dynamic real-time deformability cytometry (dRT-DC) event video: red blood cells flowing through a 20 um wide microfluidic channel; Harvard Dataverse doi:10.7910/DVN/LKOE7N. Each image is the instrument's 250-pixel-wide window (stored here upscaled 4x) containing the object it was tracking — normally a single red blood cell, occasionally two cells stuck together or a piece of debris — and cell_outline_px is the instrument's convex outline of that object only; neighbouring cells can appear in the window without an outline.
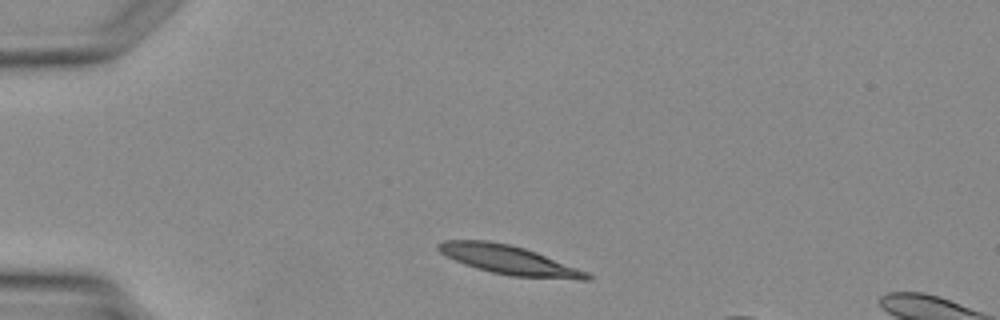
{"species": "Egyptian fruit bat (a non-hibernating species)", "species_latin": "Rousettus aegyptiacus", "temperature_condition": "warm", "stored_images_in_passage": 2, "camera_frame_rate_fps": 3000, "um_per_image_px": 0.085, "animal": {"sex": "female"}, "frame": {"image": 1, "passage_image": 1, "time_ms": 0.0, "image_size_px": [1000, 320], "cell_outline_px": [[592, 280], [580, 280], [512, 276], [492, 272], [476, 268], [464, 264], [440, 252], [436, 248], [436, 244], [444, 240], [488, 240], [508, 244], [524, 248], [536, 252], [588, 272], [592, 276]], "centroid_in_image_um": [43.28, 22.1], "position_along_channel_um": 41.7, "area_um2": 24.97}}